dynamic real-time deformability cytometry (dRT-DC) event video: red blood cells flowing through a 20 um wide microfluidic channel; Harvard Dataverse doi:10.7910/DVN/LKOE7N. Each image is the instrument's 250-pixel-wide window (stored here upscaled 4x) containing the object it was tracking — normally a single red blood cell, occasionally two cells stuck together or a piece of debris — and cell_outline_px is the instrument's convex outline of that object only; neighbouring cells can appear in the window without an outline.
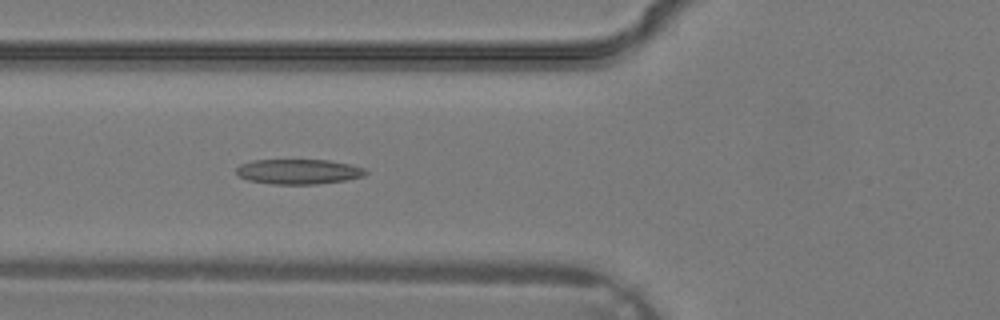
{"species": "common noctule bat (a hibernating species)", "species_latin": "Nyctalus noctula", "temperature_condition": "warm", "stored_images_in_passage": 33, "camera_frame_rate_fps": 3000, "um_per_image_px": 0.085, "animal": {"sex": "male", "body_mass_g": 19.2, "forearm_length_mm": 51.8}, "frame": {"image": 1, "passage_image": 11, "time_ms": 3.333, "image_size_px": [1000, 320], "cell_outline_px": [[368, 172], [364, 176], [344, 180], [316, 184], [272, 184], [248, 180], [240, 176], [236, 172], [236, 168], [240, 164], [252, 160], [328, 160], [348, 164], [364, 168]], "centroid_in_image_um": [25.35, 14.58], "position_along_channel_um": 100.4, "area_um2": 18.73}}
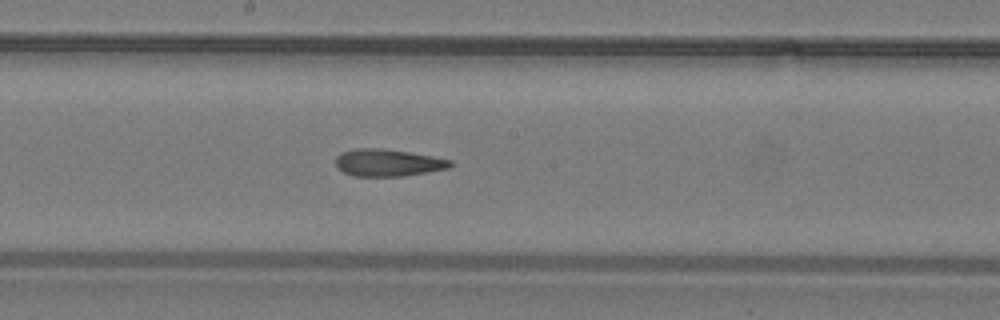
{"frame": {"image": 2, "passage_image": 17, "time_ms": 5.333, "image_size_px": [1000, 320], "cell_outline_px": [[452, 164], [448, 168], [404, 176], [356, 176], [344, 172], [336, 164], [336, 156], [340, 152], [356, 148], [380, 148], [408, 152], [432, 156], [452, 160]], "centroid_in_image_um": [32.96, 13.82], "position_along_channel_um": 215.2, "area_um2": 17.98}}
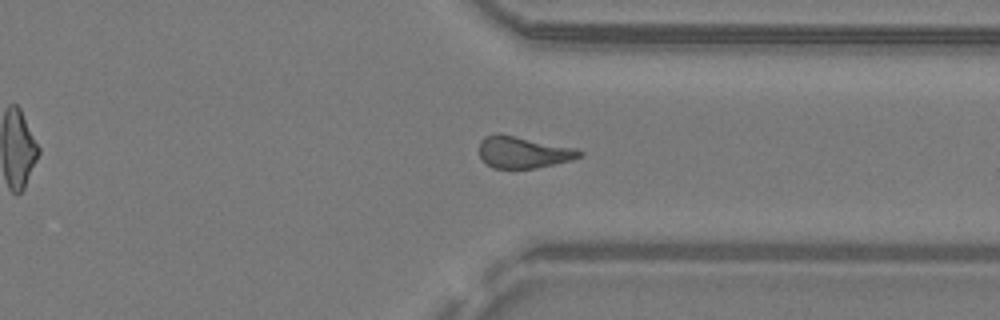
{"frame": {"image": 3, "passage_image": 25, "time_ms": 8.0, "image_size_px": [1000, 320], "cell_outline_px": [[584, 156], [572, 160], [536, 168], [492, 168], [480, 156], [480, 140], [484, 136], [496, 132], [500, 132], [576, 148], [584, 152]], "centroid_in_image_um": [44.5, 12.91], "position_along_channel_um": 366.9, "area_um2": 18.84}}